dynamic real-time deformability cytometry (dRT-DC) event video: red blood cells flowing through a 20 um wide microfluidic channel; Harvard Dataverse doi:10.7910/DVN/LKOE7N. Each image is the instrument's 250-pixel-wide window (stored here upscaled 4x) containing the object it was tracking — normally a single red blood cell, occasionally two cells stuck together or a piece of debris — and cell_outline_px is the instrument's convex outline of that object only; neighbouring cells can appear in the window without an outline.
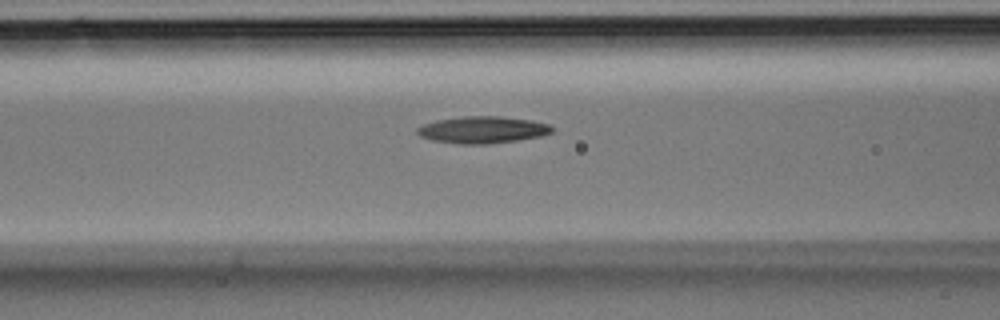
{"species": "Egyptian fruit bat (a non-hibernating species)", "species_latin": "Rousettus aegyptiacus", "temperature_condition": "room temperature", "stored_images_in_passage": 25, "camera_frame_rate_fps": 3000, "um_per_image_px": 0.085, "animal": {"sex": "male"}, "frame": {"image": 1, "passage_image": 7, "time_ms": 2.0, "image_size_px": [1000, 320], "cell_outline_px": [[552, 132], [544, 136], [488, 144], [460, 144], [432, 140], [420, 136], [416, 132], [416, 128], [424, 124], [436, 120], [464, 116], [500, 116], [532, 120], [548, 124], [552, 128]], "centroid_in_image_um": [41.01, 11.03], "position_along_channel_um": 125.6, "area_um2": 21.15}}
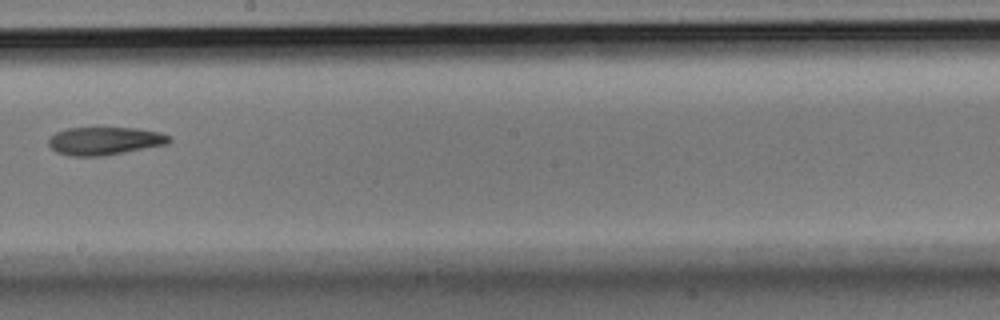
{"frame": {"image": 2, "passage_image": 13, "time_ms": 4.0, "image_size_px": [1000, 320], "cell_outline_px": [[172, 140], [168, 144], [124, 152], [100, 156], [72, 156], [56, 152], [48, 144], [48, 136], [56, 132], [68, 128], [136, 128], [160, 132], [172, 136]], "centroid_in_image_um": [8.9, 11.97], "position_along_channel_um": 239.3, "area_um2": 19.71}}
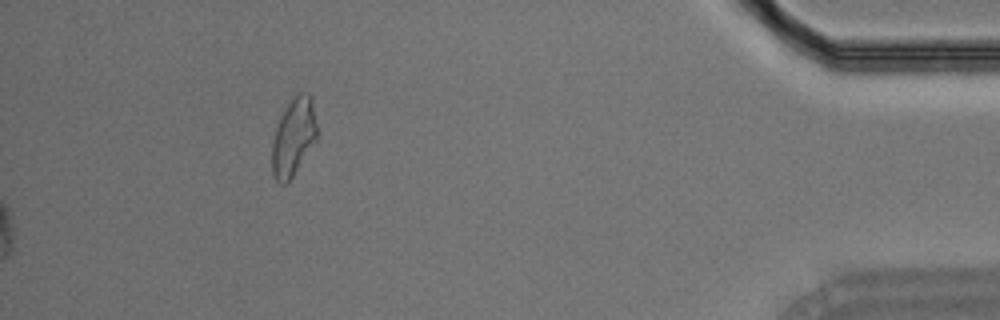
{"frame": {"image": 3, "passage_image": 25, "time_ms": 8.0, "image_size_px": [1000, 320], "cell_outline_px": [[316, 140], [288, 184], [280, 184], [276, 180], [272, 172], [272, 144], [276, 128], [292, 96], [300, 92], [304, 92], [312, 96], [316, 124]], "centroid_in_image_um": [24.95, 11.67], "position_along_channel_um": 410.3, "area_um2": 20.17}}